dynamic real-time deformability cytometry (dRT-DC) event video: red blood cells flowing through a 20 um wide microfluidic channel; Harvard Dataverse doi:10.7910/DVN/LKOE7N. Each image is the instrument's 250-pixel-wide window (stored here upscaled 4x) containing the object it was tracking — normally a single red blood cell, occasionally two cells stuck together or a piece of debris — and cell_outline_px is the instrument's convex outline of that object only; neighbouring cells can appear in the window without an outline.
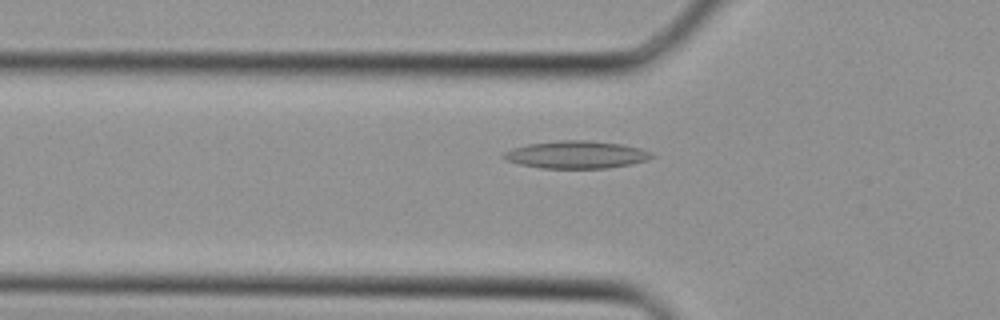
{"species": "Egyptian fruit bat (a non-hibernating species)", "species_latin": "Rousettus aegyptiacus", "temperature_condition": "cold", "stored_images_in_passage": 31, "camera_frame_rate_fps": 3000, "um_per_image_px": 0.085, "animal": {"sex": "female"}, "frame": {"image": 1, "passage_image": 9, "time_ms": 2.667, "image_size_px": [1000, 320], "cell_outline_px": [[656, 156], [648, 160], [608, 168], [540, 168], [520, 164], [508, 160], [500, 156], [504, 152], [512, 148], [528, 144], [560, 140], [588, 140], [620, 144], [640, 148], [652, 152]], "centroid_in_image_um": [49.0, 13.14], "position_along_channel_um": 76.8, "area_um2": 23.7}}
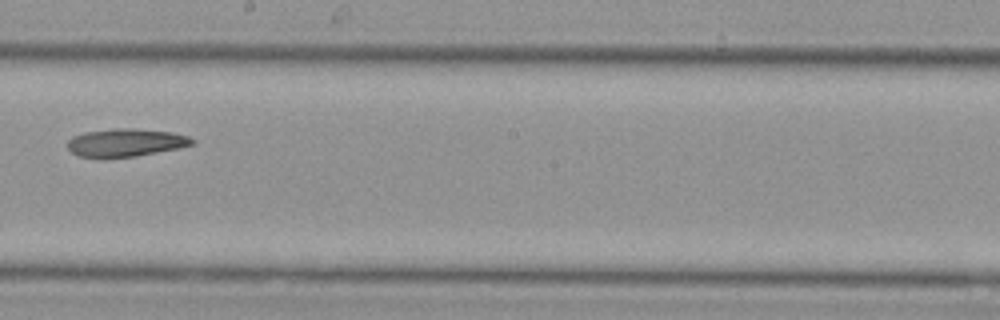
{"frame": {"image": 2, "passage_image": 18, "time_ms": 5.667, "image_size_px": [1000, 320], "cell_outline_px": [[196, 144], [180, 148], [136, 156], [80, 156], [72, 152], [68, 148], [68, 140], [72, 136], [84, 132], [112, 128], [132, 128], [172, 132], [188, 136], [196, 140]], "centroid_in_image_um": [10.74, 12.09], "position_along_channel_um": 237.5, "area_um2": 20.11}}
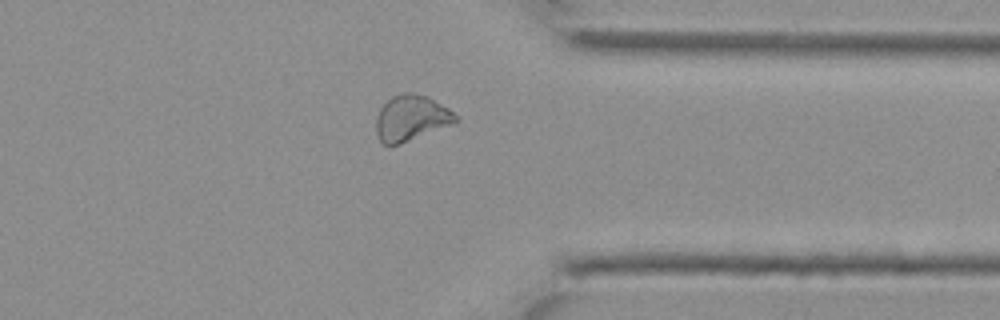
{"frame": {"image": 3, "passage_image": 26, "time_ms": 8.333, "image_size_px": [1000, 320], "cell_outline_px": [[460, 120], [456, 124], [400, 144], [388, 148], [380, 140], [376, 132], [376, 120], [380, 108], [392, 96], [404, 92], [416, 92], [428, 96], [448, 108], [460, 116]], "centroid_in_image_um": [35.0, 10.05], "position_along_channel_um": 376.4, "area_um2": 21.79}}